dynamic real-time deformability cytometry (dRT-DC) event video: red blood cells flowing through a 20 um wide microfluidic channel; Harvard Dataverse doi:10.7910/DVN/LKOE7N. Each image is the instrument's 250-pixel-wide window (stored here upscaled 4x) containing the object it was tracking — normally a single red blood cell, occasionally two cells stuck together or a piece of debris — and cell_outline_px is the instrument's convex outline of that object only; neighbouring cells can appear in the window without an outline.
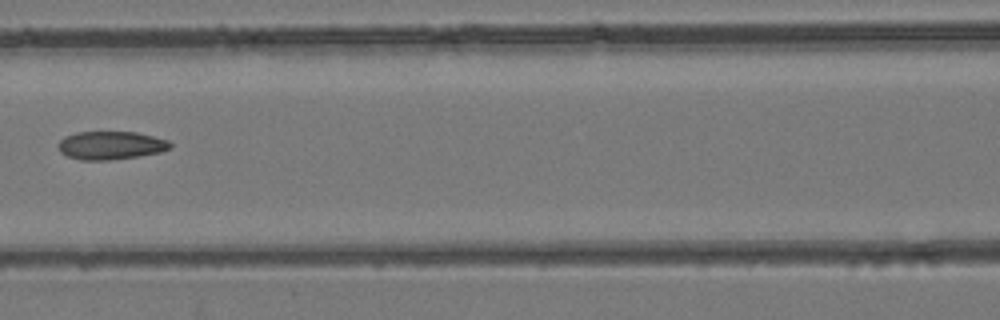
{"species": "common noctule bat (a hibernating species)", "species_latin": "Nyctalus noctula", "temperature_condition": "room temperature", "stored_images_in_passage": 6, "camera_frame_rate_fps": 3000, "um_per_image_px": 0.085, "animal": {"sex": "female", "body_mass_g": 24.6, "forearm_length_mm": 56.2}, "frame": {"image": 1, "passage_image": 6, "time_ms": 5.667, "image_size_px": [1000, 320], "cell_outline_px": [[172, 148], [160, 152], [140, 156], [108, 160], [80, 160], [68, 156], [60, 152], [60, 140], [64, 136], [76, 132], [136, 132], [168, 140], [172, 144]], "centroid_in_image_um": [9.44, 12.36], "position_along_channel_um": 157.2, "area_um2": 18.38}}